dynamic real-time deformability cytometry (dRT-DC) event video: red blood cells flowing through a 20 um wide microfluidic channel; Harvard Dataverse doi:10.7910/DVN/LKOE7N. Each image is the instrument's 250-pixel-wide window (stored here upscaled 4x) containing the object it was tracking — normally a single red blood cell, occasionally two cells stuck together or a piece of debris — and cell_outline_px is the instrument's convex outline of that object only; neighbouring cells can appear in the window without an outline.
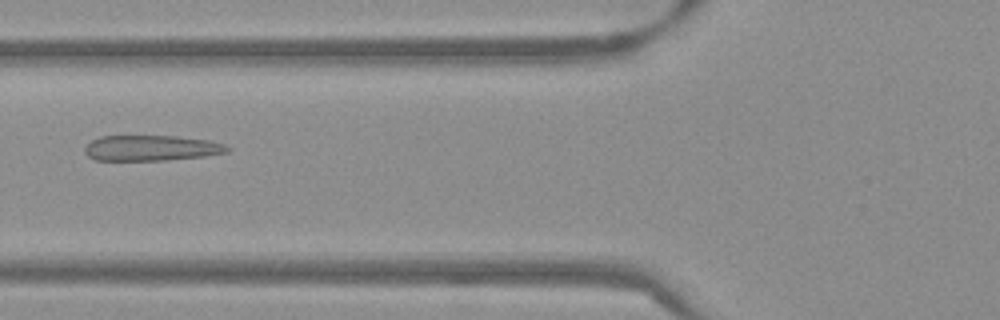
{"species": "Egyptian fruit bat (a non-hibernating species)", "species_latin": "Rousettus aegyptiacus", "temperature_condition": "warm", "stored_images_in_passage": 53, "camera_frame_rate_fps": 3000, "um_per_image_px": 0.085, "frame": {"image": 1, "passage_image": 21, "time_ms": 6.667, "image_size_px": [1000, 320], "cell_outline_px": [[232, 148], [228, 152], [204, 156], [164, 160], [92, 160], [84, 152], [84, 148], [92, 140], [100, 136], [176, 136], [208, 140], [224, 144]], "centroid_in_image_um": [12.85, 12.58], "position_along_channel_um": 112.9, "area_um2": 21.21}}
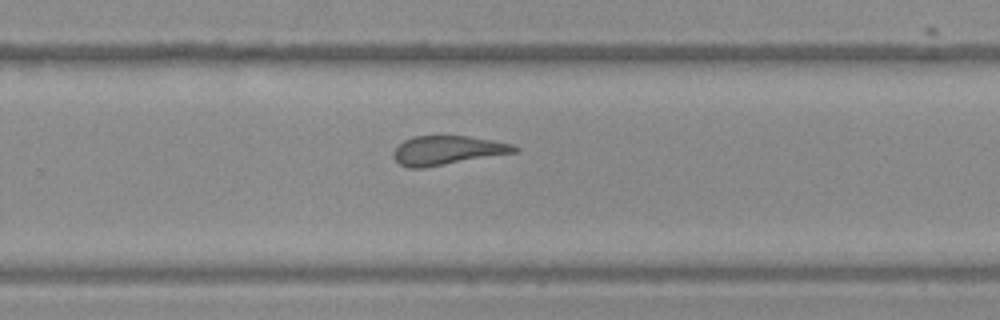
{"frame": {"image": 2, "passage_image": 35, "time_ms": 11.333, "image_size_px": [1000, 320], "cell_outline_px": [[520, 148], [516, 152], [424, 168], [408, 168], [400, 164], [392, 156], [392, 152], [404, 140], [412, 136], [468, 136], [492, 140], [512, 144]], "centroid_in_image_um": [38.0, 12.78], "position_along_channel_um": 291.8, "area_um2": 20.4}}
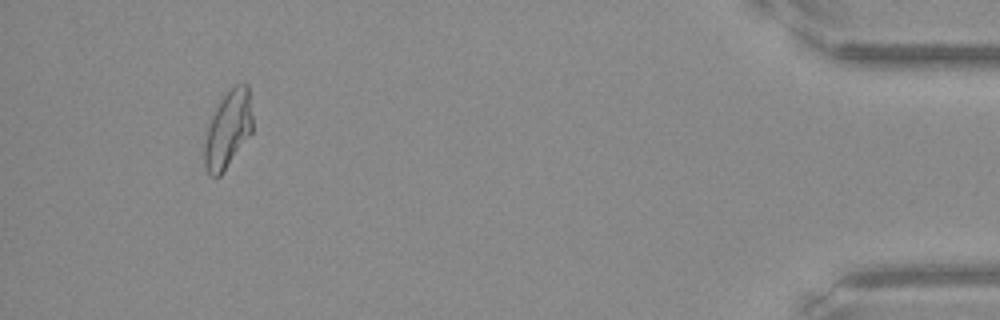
{"frame": {"image": 3, "passage_image": 50, "time_ms": 16.333, "image_size_px": [1000, 320], "cell_outline_px": [[252, 132], [220, 176], [208, 176], [204, 168], [204, 144], [208, 128], [212, 116], [220, 100], [236, 84], [248, 84], [252, 116]], "centroid_in_image_um": [19.37, 11.03], "position_along_channel_um": 415.8, "area_um2": 21.33}, "authors_computed_cell_mechanics": {"area_um2": 21.8484, "velocity_mm_per_s": 3.8311, "shape_relaxation_time_tau1_ms": null, "shape_relaxation_time_tau2_ms": 1.7973, "deformation_change_tau1": null, "deformation_change_tau2": 0.1206}}